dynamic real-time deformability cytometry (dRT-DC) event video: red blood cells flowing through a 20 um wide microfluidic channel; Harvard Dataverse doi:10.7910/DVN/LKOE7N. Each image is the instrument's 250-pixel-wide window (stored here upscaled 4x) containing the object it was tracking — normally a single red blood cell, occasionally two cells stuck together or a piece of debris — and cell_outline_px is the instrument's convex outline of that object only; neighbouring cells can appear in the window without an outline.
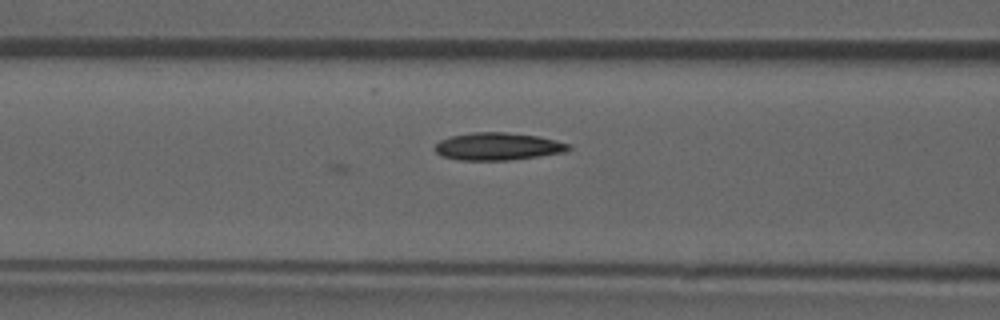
{"species": "common noctule bat (a hibernating species)", "species_latin": "Nyctalus noctula", "temperature_condition": "room temperature", "stored_images_in_passage": 23, "camera_frame_rate_fps": 3000, "um_per_image_px": 0.085, "animal": {"sex": "male", "forearm_length_mm": 52.5}, "frame": {"image": 1, "passage_image": 23, "time_ms": 7.333, "image_size_px": [1000, 320], "cell_outline_px": [[572, 148], [564, 152], [508, 160], [460, 160], [440, 156], [432, 148], [440, 140], [452, 136], [472, 132], [504, 132], [536, 136], [556, 140], [568, 144]], "centroid_in_image_um": [42.26, 12.45], "position_along_channel_um": 124.3, "area_um2": 21.27}}